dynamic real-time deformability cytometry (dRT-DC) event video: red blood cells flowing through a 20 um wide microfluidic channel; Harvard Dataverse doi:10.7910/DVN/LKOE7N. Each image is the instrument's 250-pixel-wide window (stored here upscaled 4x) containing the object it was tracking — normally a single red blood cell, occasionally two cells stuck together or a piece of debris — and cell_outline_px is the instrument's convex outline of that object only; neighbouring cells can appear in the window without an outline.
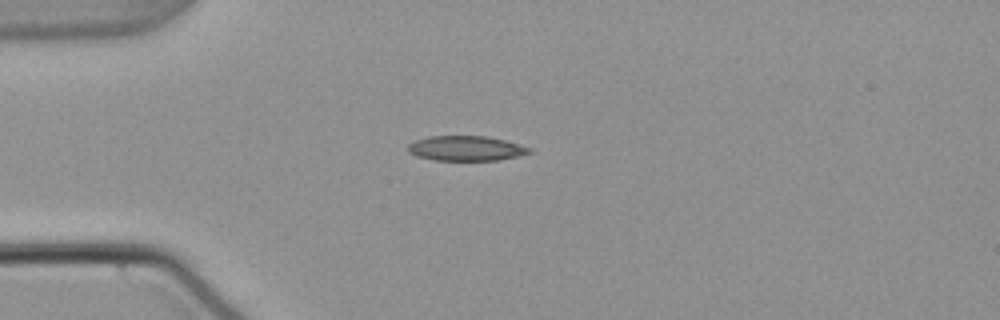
{"species": "common noctule bat (a hibernating species)", "species_latin": "Nyctalus noctula", "temperature_condition": "warm", "stored_images_in_passage": 40, "camera_frame_rate_fps": 3000, "um_per_image_px": 0.085, "animal": {"sex": "male", "body_mass_g": 21.5, "forearm_length_mm": 52.0}, "frame": {"image": 1, "passage_image": 1, "time_ms": 0.0, "image_size_px": [1000, 320], "cell_outline_px": [[532, 152], [500, 160], [436, 160], [416, 156], [408, 152], [408, 144], [416, 140], [428, 136], [488, 136], [504, 140], [532, 148]], "centroid_in_image_um": [39.6, 12.6], "position_along_channel_um": 45.4, "area_um2": 17.57}}
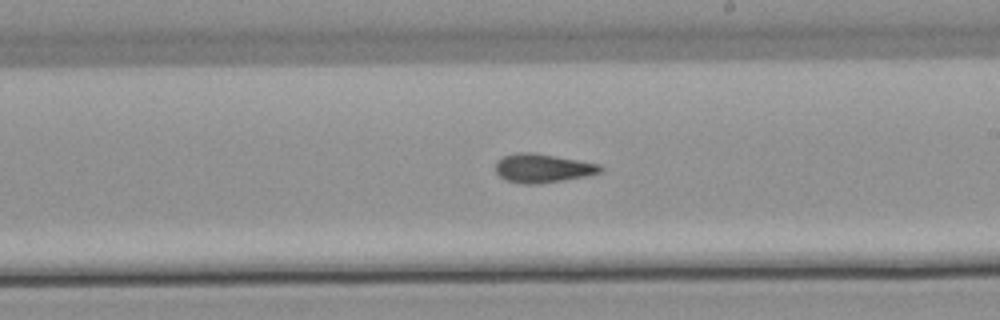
{"frame": {"image": 2, "passage_image": 18, "time_ms": 5.667, "image_size_px": [1000, 320], "cell_outline_px": [[604, 168], [600, 172], [588, 176], [540, 184], [524, 184], [508, 180], [500, 176], [496, 172], [496, 160], [504, 156], [516, 152], [532, 152], [600, 164]], "centroid_in_image_um": [46.13, 14.3], "position_along_channel_um": 242.9, "area_um2": 17.57}}
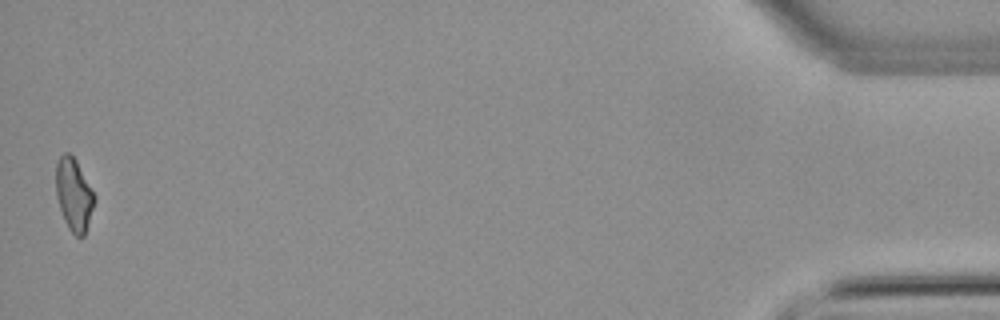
{"frame": {"image": 3, "passage_image": 40, "time_ms": 13.0, "image_size_px": [1000, 320], "cell_outline_px": [[96, 200], [84, 236], [76, 236], [68, 228], [64, 220], [56, 196], [56, 164], [60, 156], [64, 152], [68, 152], [76, 160], [96, 196]], "centroid_in_image_um": [6.28, 16.54], "position_along_channel_um": 428.9, "area_um2": 16.24}, "authors_computed_cell_mechanics": {"area_um2": 17.1666, "velocity_mm_per_s": 3.8301, "shape_relaxation_time_tau1_ms": null, "shape_relaxation_time_tau2_ms": 4.3297, "deformation_change_tau1": null, "deformation_change_tau2": 0.1182}}